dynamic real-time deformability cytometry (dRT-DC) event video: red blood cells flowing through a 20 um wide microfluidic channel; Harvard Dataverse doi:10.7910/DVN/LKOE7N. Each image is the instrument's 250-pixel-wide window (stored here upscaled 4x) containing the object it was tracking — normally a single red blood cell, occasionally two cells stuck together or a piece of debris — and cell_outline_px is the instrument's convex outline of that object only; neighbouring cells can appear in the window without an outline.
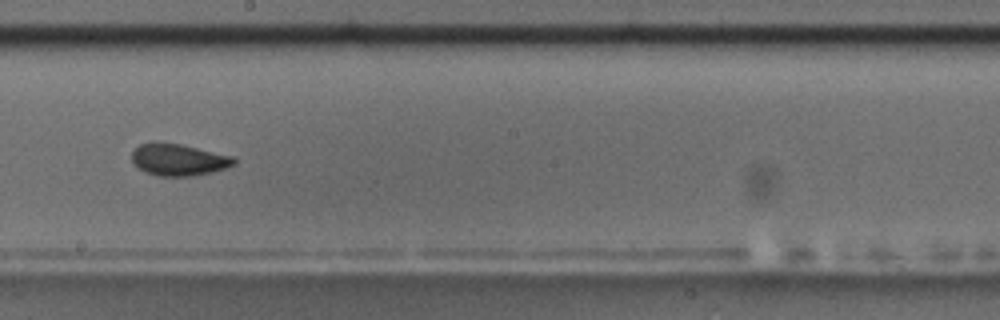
{"species": "common noctule bat (a hibernating species)", "species_latin": "Nyctalus noctula", "temperature_condition": "room temperature", "stored_images_in_passage": 16, "camera_frame_rate_fps": 3000, "um_per_image_px": 0.085, "animal": {"sex": "male", "body_mass_g": 17.5, "forearm_length_mm": 52.3}, "frame": {"image": 1, "passage_image": 10, "time_ms": 10.333, "image_size_px": [1000, 320], "cell_outline_px": [[236, 164], [212, 172], [192, 176], [160, 176], [144, 172], [132, 160], [132, 152], [140, 144], [152, 140], [156, 140], [180, 144], [232, 156], [236, 160]], "centroid_in_image_um": [15.15, 13.55], "position_along_channel_um": 233.1, "area_um2": 19.02}, "authors_computed_cell_mechanics": {"area_um2": 19.7098, "velocity_mm_per_s": 3.5785, "shape_relaxation_time_tau1_ms": 3.0504, "shape_relaxation_time_tau2_ms": 1.165, "deformation_change_tau1": 0.0861, "deformation_change_tau2": 0.0418}}